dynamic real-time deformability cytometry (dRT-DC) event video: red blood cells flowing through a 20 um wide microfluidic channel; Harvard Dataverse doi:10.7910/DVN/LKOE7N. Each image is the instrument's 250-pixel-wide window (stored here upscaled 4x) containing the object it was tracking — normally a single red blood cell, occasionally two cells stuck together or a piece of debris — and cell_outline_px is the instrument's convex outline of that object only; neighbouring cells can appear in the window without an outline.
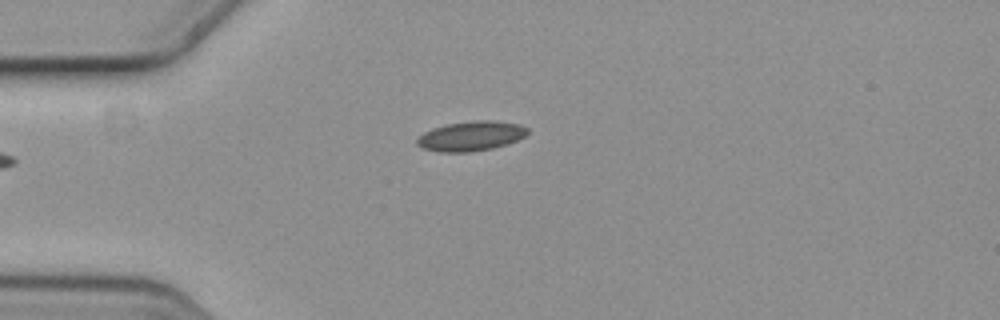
{"species": "common noctule bat (a hibernating species)", "species_latin": "Nyctalus noctula", "temperature_condition": "cold", "stored_images_in_passage": 9, "camera_frame_rate_fps": 3000, "um_per_image_px": 0.085, "animal": {"sex": "female", "body_mass_g": 19.3, "forearm_length_mm": 54.1}, "frame": {"image": 1, "passage_image": 3, "time_ms": 0.667, "image_size_px": [1000, 320], "cell_outline_px": [[528, 132], [524, 136], [508, 144], [492, 148], [468, 152], [440, 152], [420, 148], [416, 144], [416, 140], [424, 132], [432, 128], [448, 124], [472, 120], [492, 120], [520, 124], [528, 128]], "centroid_in_image_um": [40.02, 11.56], "position_along_channel_um": 45.0, "area_um2": 19.19}}
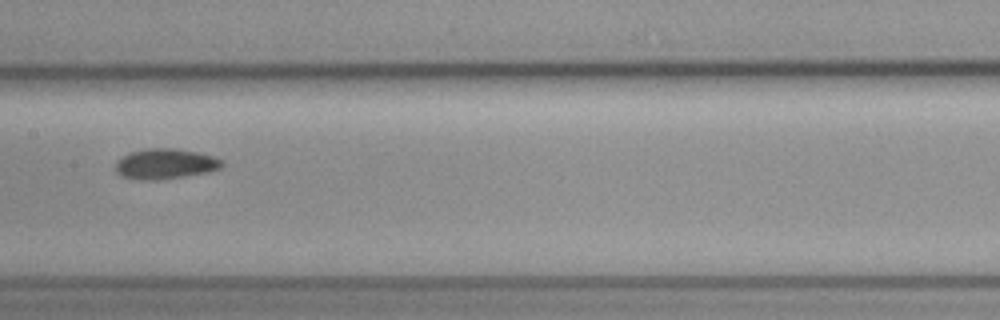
{"frame": {"image": 2, "passage_image": 7, "time_ms": 2.0, "image_size_px": [1000, 320], "cell_outline_px": [[224, 164], [220, 168], [208, 172], [184, 176], [156, 180], [140, 180], [120, 176], [112, 168], [116, 160], [120, 156], [128, 152], [144, 148], [176, 148], [200, 152], [224, 160]], "centroid_in_image_um": [13.98, 13.91], "position_along_channel_um": 193.4, "area_um2": 19.36}}
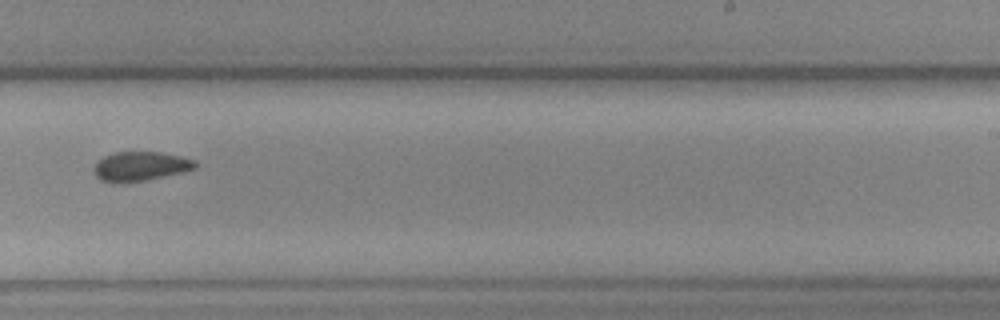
{"frame": {"image": 3, "passage_image": 9, "time_ms": 2.667, "image_size_px": [1000, 320], "cell_outline_px": [[196, 168], [184, 172], [144, 180], [100, 180], [96, 176], [92, 168], [104, 156], [112, 152], [160, 152], [180, 156], [196, 160]], "centroid_in_image_um": [11.98, 14.09], "position_along_channel_um": 277.0, "area_um2": 16.76}}